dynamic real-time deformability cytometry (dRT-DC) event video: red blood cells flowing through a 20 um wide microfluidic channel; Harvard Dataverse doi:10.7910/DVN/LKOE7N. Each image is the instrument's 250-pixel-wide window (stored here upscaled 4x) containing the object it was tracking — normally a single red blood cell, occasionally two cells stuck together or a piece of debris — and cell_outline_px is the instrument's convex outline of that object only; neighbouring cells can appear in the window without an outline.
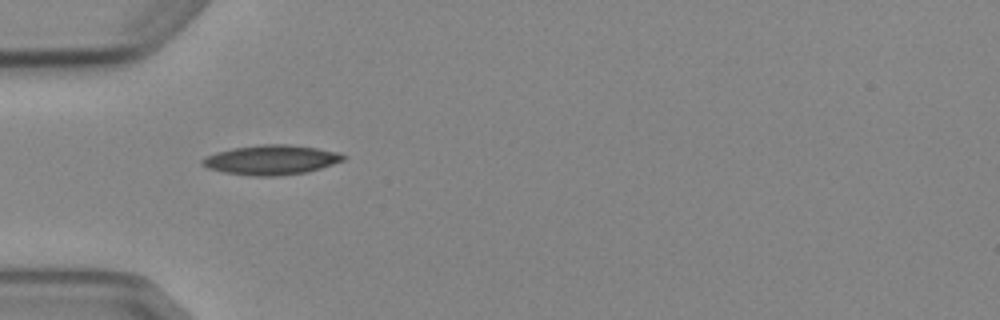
{"species": "Egyptian fruit bat (a non-hibernating species)", "species_latin": "Rousettus aegyptiacus", "temperature_condition": "cold", "stored_images_in_passage": 3, "camera_frame_rate_fps": 3000, "um_per_image_px": 0.085, "animal": {"sex": "female"}, "frame": {"image": 1, "passage_image": 1, "time_ms": 0.0, "image_size_px": [1000, 320], "cell_outline_px": [[348, 156], [344, 160], [308, 172], [276, 176], [252, 176], [224, 172], [208, 168], [200, 164], [200, 160], [204, 156], [216, 152], [232, 148], [260, 144], [288, 144], [316, 148], [340, 152]], "centroid_in_image_um": [23.04, 13.58], "position_along_channel_um": 62.0, "area_um2": 24.57}}
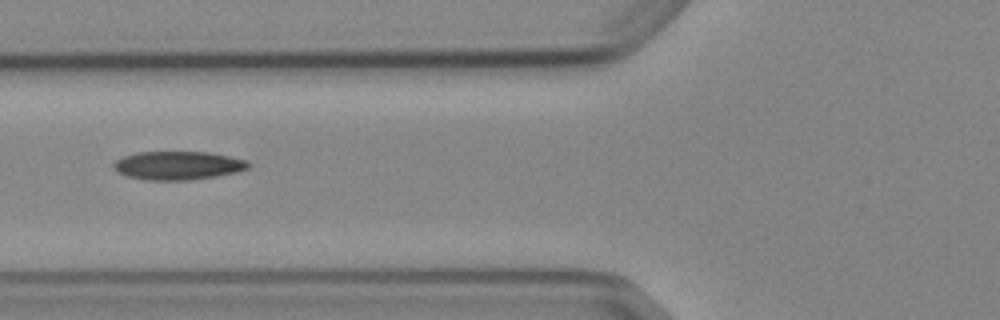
{"frame": {"image": 2, "passage_image": 2, "time_ms": 1.333, "image_size_px": [1000, 320], "cell_outline_px": [[252, 164], [248, 168], [236, 172], [216, 176], [188, 180], [148, 180], [128, 176], [116, 172], [112, 168], [112, 164], [116, 160], [124, 156], [136, 152], [208, 152], [248, 160]], "centroid_in_image_um": [15.11, 14.06], "position_along_channel_um": 110.7, "area_um2": 22.43}}